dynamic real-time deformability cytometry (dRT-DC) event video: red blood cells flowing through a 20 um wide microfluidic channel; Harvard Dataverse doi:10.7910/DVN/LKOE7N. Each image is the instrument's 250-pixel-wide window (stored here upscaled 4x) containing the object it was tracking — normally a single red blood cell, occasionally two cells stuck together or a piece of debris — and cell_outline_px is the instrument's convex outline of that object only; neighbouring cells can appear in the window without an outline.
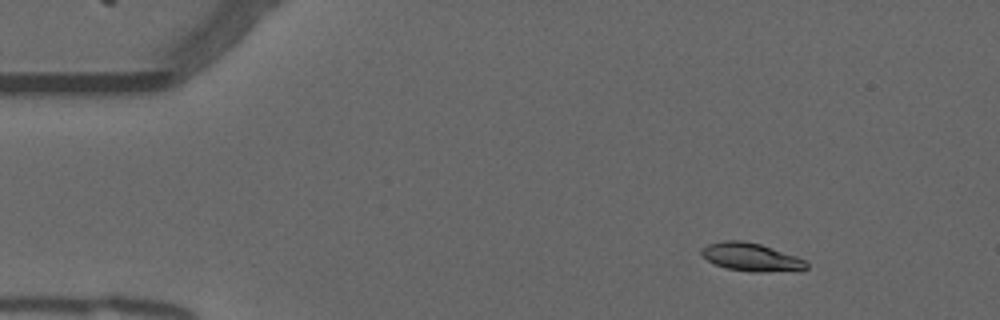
{"species": "common noctule bat (a hibernating species)", "species_latin": "Nyctalus noctula", "temperature_condition": "warm", "stored_images_in_passage": 54, "camera_frame_rate_fps": 3000, "um_per_image_px": 0.085, "animal": {"sex": "male", "forearm_length_mm": 52.5}, "frame": {"image": 1, "passage_image": 7, "time_ms": 2.0, "image_size_px": [1000, 320], "cell_outline_px": [[808, 268], [764, 272], [752, 272], [728, 268], [716, 264], [708, 260], [700, 252], [708, 244], [724, 240], [740, 240], [760, 244], [796, 256], [804, 260], [808, 264]], "centroid_in_image_um": [63.83, 21.84], "position_along_channel_um": 21.2, "area_um2": 16.7}}
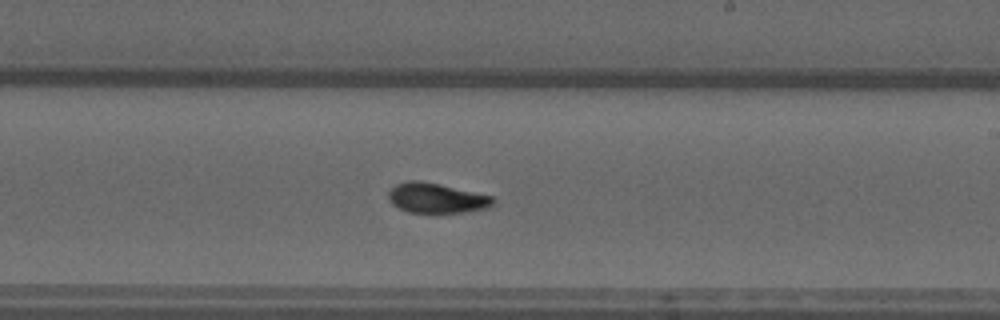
{"frame": {"image": 2, "passage_image": 32, "time_ms": 10.333, "image_size_px": [1000, 320], "cell_outline_px": [[496, 204], [488, 208], [468, 212], [436, 216], [408, 212], [392, 204], [388, 196], [388, 192], [396, 184], [408, 180], [420, 180], [440, 184], [492, 196], [496, 200]], "centroid_in_image_um": [37.14, 16.89], "position_along_channel_um": 251.9, "area_um2": 19.19}}
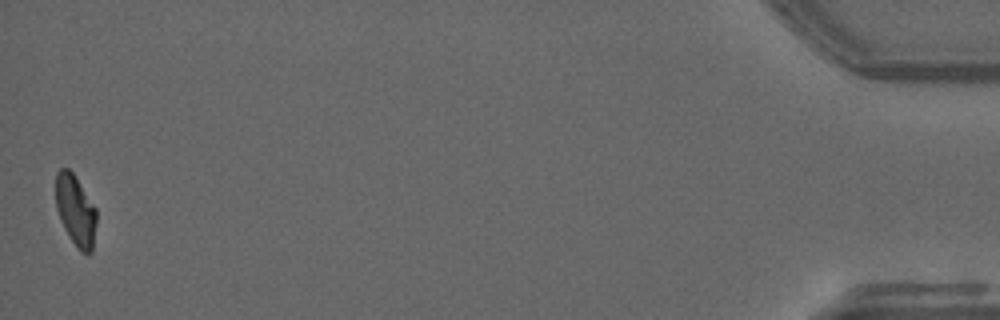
{"frame": {"image": 3, "passage_image": 54, "time_ms": 17.667, "image_size_px": [1000, 320], "cell_outline_px": [[96, 224], [92, 252], [80, 252], [76, 248], [64, 228], [56, 208], [56, 172], [60, 168], [68, 168], [72, 172], [96, 208]], "centroid_in_image_um": [6.42, 17.89], "position_along_channel_um": 428.8, "area_um2": 16.7}, "authors_computed_cell_mechanics": {"area_um2": 17.5712, "velocity_mm_per_s": 3.7581, "shape_relaxation_time_tau1_ms": 5.0741, "shape_relaxation_time_tau2_ms": 2.6796, "deformation_change_tau1": 0.1883, "deformation_change_tau2": 0.0654}}